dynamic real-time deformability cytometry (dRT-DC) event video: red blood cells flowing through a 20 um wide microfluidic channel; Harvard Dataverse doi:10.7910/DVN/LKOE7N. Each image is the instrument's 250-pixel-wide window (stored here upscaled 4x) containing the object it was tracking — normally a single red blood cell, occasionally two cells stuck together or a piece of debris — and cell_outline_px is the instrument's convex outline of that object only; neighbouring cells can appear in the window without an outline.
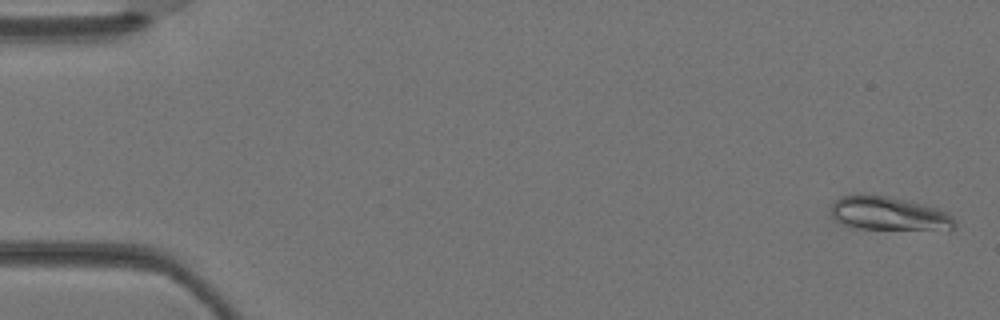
{"species": "Egyptian fruit bat (a non-hibernating species)", "species_latin": "Rousettus aegyptiacus", "temperature_condition": "warm", "stored_images_in_passage": 4, "camera_frame_rate_fps": 3000, "um_per_image_px": 0.085, "animal": {"sex": "female"}, "frame": {"image": 1, "passage_image": 4, "time_ms": 1.0, "image_size_px": [1000, 320], "cell_outline_px": [[956, 228], [848, 228], [840, 224], [832, 216], [832, 204], [840, 196], [856, 192], [888, 196], [924, 204], [948, 212], [956, 220]], "centroid_in_image_um": [75.46, 18.11], "position_along_channel_um": 9.5, "area_um2": 24.28}}